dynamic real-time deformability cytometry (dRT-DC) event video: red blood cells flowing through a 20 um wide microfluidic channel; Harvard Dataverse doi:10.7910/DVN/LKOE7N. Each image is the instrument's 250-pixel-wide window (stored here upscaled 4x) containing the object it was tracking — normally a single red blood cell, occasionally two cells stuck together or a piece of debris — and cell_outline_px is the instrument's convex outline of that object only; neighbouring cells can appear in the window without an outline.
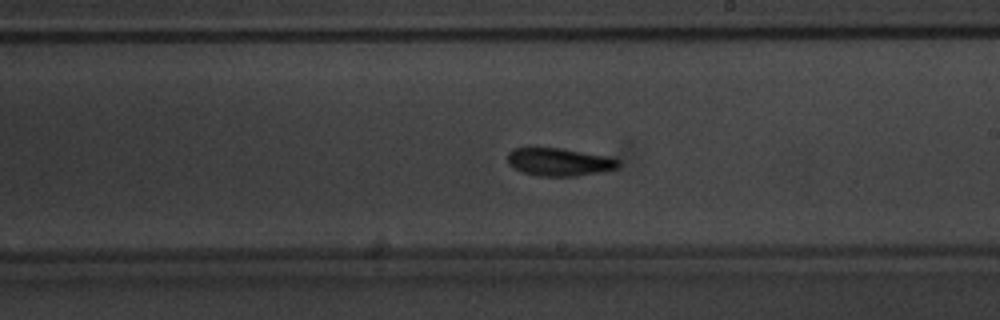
{"species": "common noctule bat (a hibernating species)", "species_latin": "Nyctalus noctula", "temperature_condition": "warm", "stored_images_in_passage": 47, "camera_frame_rate_fps": 3000, "um_per_image_px": 0.085, "animal": {"sex": "male", "body_mass_g": 20.1, "forearm_length_mm": 53.5}, "frame": {"image": 1, "passage_image": 24, "time_ms": 7.667, "image_size_px": [1000, 320], "cell_outline_px": [[620, 164], [616, 168], [600, 172], [576, 176], [536, 176], [520, 172], [512, 168], [508, 164], [508, 152], [512, 148], [564, 148], [612, 156], [620, 160]], "centroid_in_image_um": [47.54, 13.76], "position_along_channel_um": 241.5, "area_um2": 18.44}}
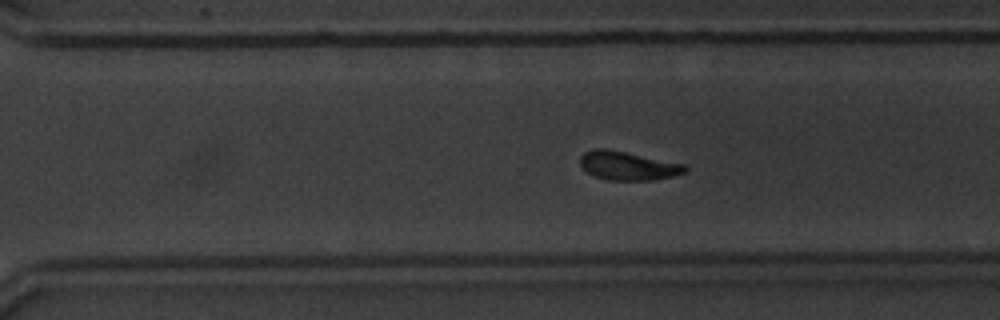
{"frame": {"image": 2, "passage_image": 30, "time_ms": 9.667, "image_size_px": [1000, 320], "cell_outline_px": [[688, 168], [684, 172], [672, 176], [652, 180], [608, 180], [596, 176], [588, 172], [580, 164], [580, 156], [584, 152], [592, 148], [608, 148], [684, 164]], "centroid_in_image_um": [53.34, 14.07], "position_along_channel_um": 317.3, "area_um2": 17.46}}
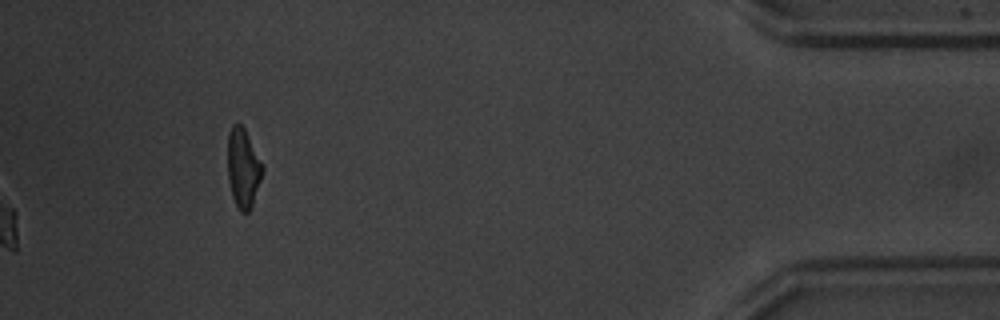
{"frame": {"image": 3, "passage_image": 47, "time_ms": 15.333, "image_size_px": [1000, 320], "cell_outline_px": [[264, 168], [252, 204], [248, 212], [240, 212], [232, 196], [228, 180], [228, 132], [232, 124], [240, 124], [244, 128], [264, 164]], "centroid_in_image_um": [20.66, 14.25], "position_along_channel_um": 414.5, "area_um2": 16.01}, "authors_computed_cell_mechanics": {"area_um2": 17.8602, "velocity_mm_per_s": 3.7965, "shape_relaxation_time_tau1_ms": 3.6479, "shape_relaxation_time_tau2_ms": 3.1258, "deformation_change_tau1": 0.1319, "deformation_change_tau2": 0.1007}}